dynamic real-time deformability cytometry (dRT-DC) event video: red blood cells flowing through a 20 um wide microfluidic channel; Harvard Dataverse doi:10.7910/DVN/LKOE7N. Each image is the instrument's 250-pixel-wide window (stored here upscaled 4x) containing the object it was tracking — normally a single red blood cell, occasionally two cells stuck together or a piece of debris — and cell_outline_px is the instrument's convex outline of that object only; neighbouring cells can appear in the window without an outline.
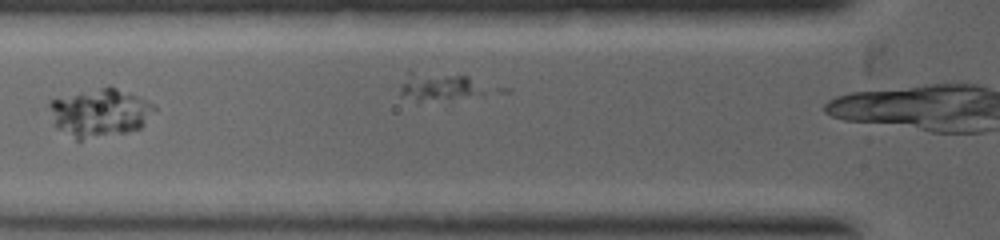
{"species": "common noctule bat (a hibernating species)", "species_latin": "Nyctalus noctula", "temperature_condition": "warm", "stored_images_in_passage": 5, "camera_frame_rate_fps": 5000, "um_per_image_px": 0.085, "animal": {"sex": "female", "body_mass_g": 19.0, "forearm_length_mm": 53.3}, "frame": {"image": 1, "passage_image": 2, "time_ms": 0.6, "image_size_px": [1000, 240], "cell_outline_px": [[156, 112], [140, 128], [124, 132], [80, 140], [76, 140], [56, 128], [48, 104], [48, 100], [108, 84], [136, 96], [152, 104], [156, 108]], "centroid_in_image_um": [8.46, 9.56], "position_along_channel_um": 117.3, "area_um2": 29.54}}
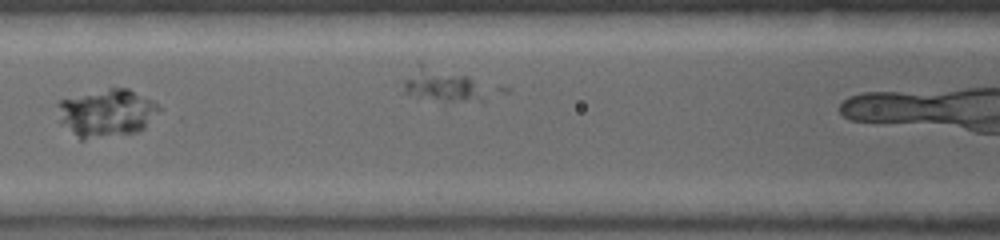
{"frame": {"image": 2, "passage_image": 3, "time_ms": 1.2, "image_size_px": [1000, 240], "cell_outline_px": [[160, 108], [144, 128], [136, 132], [84, 140], [80, 140], [60, 124], [56, 104], [60, 100], [108, 88], [128, 88], [152, 100]], "centroid_in_image_um": [9.0, 9.62], "position_along_channel_um": 157.6, "area_um2": 28.09}}